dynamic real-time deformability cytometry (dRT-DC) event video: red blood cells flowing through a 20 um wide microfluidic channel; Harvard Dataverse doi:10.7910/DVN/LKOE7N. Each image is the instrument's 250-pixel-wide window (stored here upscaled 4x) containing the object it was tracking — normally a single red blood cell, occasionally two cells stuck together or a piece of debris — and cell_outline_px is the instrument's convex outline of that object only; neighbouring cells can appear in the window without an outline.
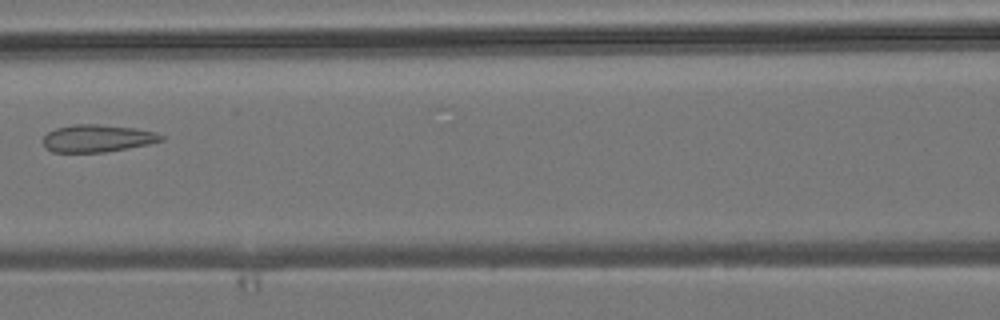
{"species": "common noctule bat (a hibernating species)", "species_latin": "Nyctalus noctula", "temperature_condition": "room temperature", "stored_images_in_passage": 8, "camera_frame_rate_fps": 3000, "um_per_image_px": 0.085, "animal": {"sex": "male", "body_mass_g": 19.2, "forearm_length_mm": 51.8}, "frame": {"image": 1, "passage_image": 7, "time_ms": 7.0, "image_size_px": [1000, 320], "cell_outline_px": [[164, 140], [148, 144], [104, 152], [52, 152], [44, 148], [44, 136], [48, 132], [56, 128], [72, 124], [96, 124], [136, 128], [156, 132], [164, 136]], "centroid_in_image_um": [8.27, 11.75], "position_along_channel_um": 158.3, "area_um2": 18.84}}
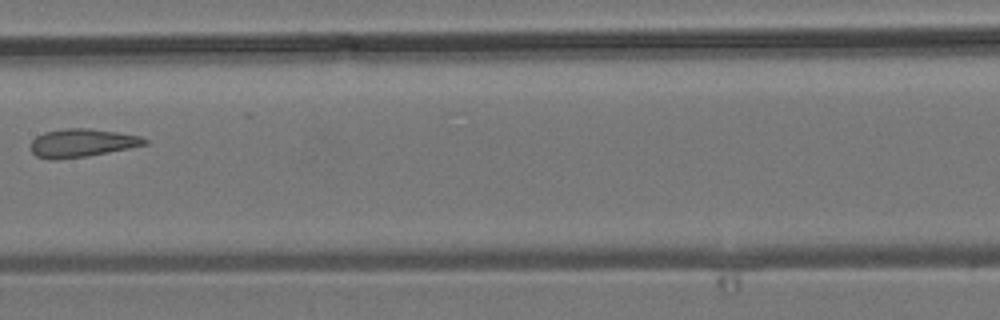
{"frame": {"image": 2, "passage_image": 8, "time_ms": 8.0, "image_size_px": [1000, 320], "cell_outline_px": [[148, 144], [108, 152], [84, 156], [52, 160], [36, 156], [32, 152], [32, 140], [36, 136], [44, 132], [64, 128], [88, 128], [116, 132], [140, 136], [148, 140]], "centroid_in_image_um": [6.95, 12.14], "position_along_channel_um": 200.5, "area_um2": 18.5}}